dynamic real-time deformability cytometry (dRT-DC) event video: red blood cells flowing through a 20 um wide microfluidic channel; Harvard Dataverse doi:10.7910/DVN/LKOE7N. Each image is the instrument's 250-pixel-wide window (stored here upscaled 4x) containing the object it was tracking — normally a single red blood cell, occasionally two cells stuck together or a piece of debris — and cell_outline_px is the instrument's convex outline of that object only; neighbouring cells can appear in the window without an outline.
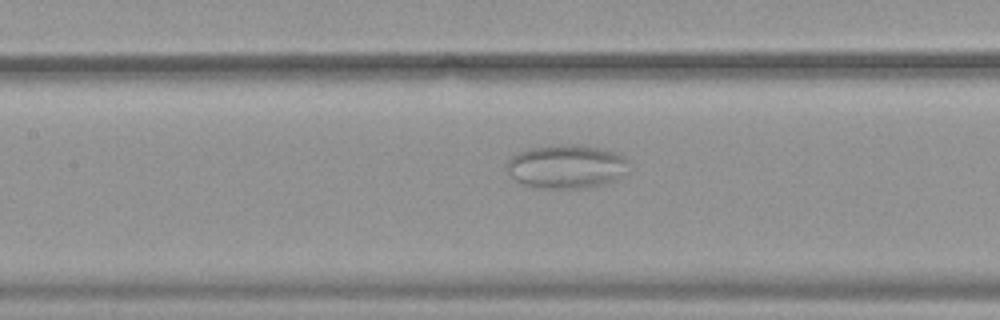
{"species": "common noctule bat (a hibernating species)", "species_latin": "Nyctalus noctula", "temperature_condition": "warm", "stored_images_in_passage": 49, "camera_frame_rate_fps": 3000, "um_per_image_px": 0.085, "animal": {"sex": "female", "body_mass_g": 19.9}, "frame": {"image": 1, "passage_image": 26, "time_ms": 8.333, "image_size_px": [1000, 320], "cell_outline_px": [[628, 160], [616, 180], [608, 184], [588, 188], [528, 188], [516, 180], [504, 168], [508, 160], [516, 152], [532, 148], [564, 144], [584, 144], [620, 152]], "centroid_in_image_um": [48.11, 14.15], "position_along_channel_um": 159.3, "area_um2": 31.5}}
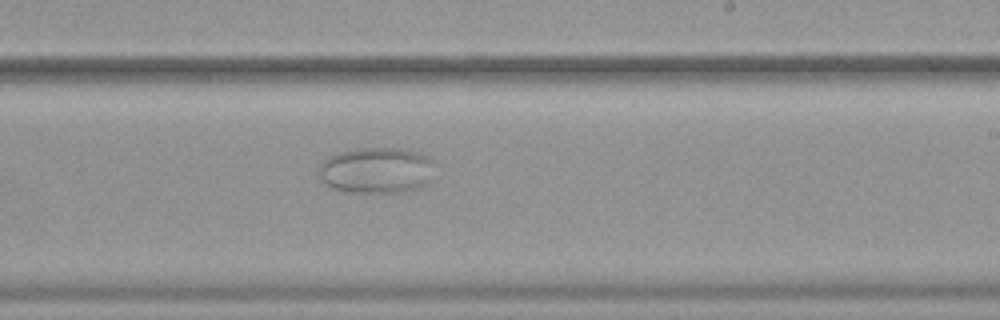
{"frame": {"image": 2, "passage_image": 34, "time_ms": 11.0, "image_size_px": [1000, 320], "cell_outline_px": [[432, 160], [428, 184], [404, 192], [348, 192], [332, 188], [324, 184], [320, 176], [320, 164], [328, 156], [336, 152], [356, 148], [400, 148], [420, 152], [428, 156]], "centroid_in_image_um": [31.96, 14.46], "position_along_channel_um": 257.0, "area_um2": 31.15}}
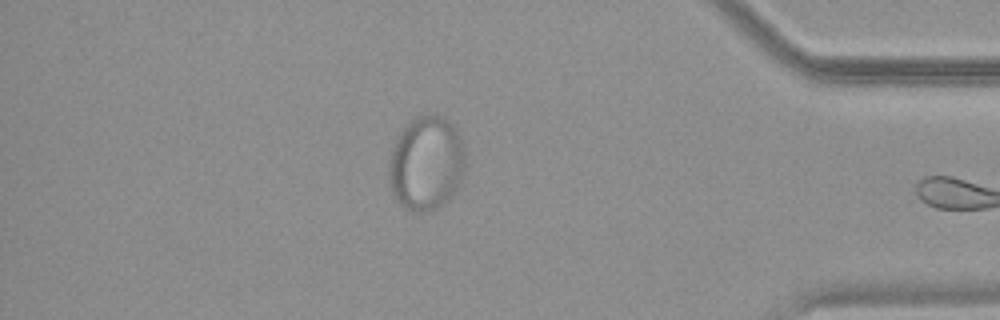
{"frame": {"image": 3, "passage_image": 48, "time_ms": 15.667, "image_size_px": [1000, 320], "cell_outline_px": [[464, 164], [460, 180], [456, 188], [448, 200], [444, 204], [428, 212], [416, 212], [404, 208], [396, 200], [392, 192], [388, 180], [388, 168], [392, 148], [396, 140], [404, 128], [412, 120], [420, 116], [444, 116], [456, 128], [460, 136], [464, 156]], "centroid_in_image_um": [36.21, 13.92], "position_along_channel_um": 399.0, "area_um2": 41.62}}